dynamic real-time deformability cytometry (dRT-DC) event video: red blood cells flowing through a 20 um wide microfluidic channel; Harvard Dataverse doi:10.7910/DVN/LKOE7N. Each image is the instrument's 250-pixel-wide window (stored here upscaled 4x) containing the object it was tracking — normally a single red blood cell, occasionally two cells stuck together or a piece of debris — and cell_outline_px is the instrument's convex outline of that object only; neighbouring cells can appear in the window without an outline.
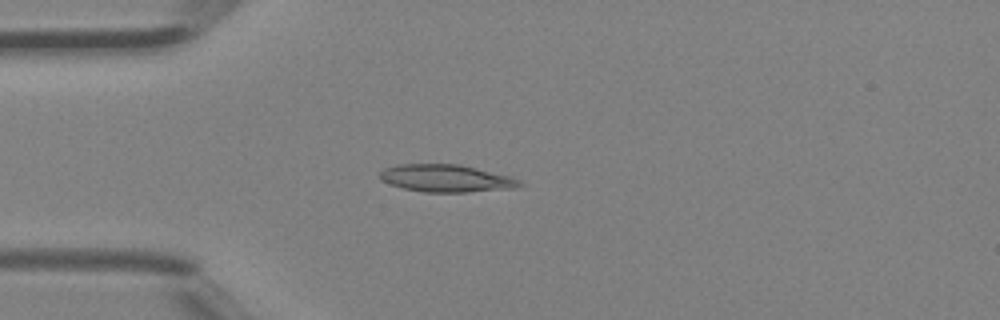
{"species": "Egyptian fruit bat (a non-hibernating species)", "species_latin": "Rousettus aegyptiacus", "temperature_condition": "room temperature", "stored_images_in_passage": 5, "camera_frame_rate_fps": 3000, "um_per_image_px": 0.085, "animal": {"sex": "female"}, "frame": {"image": 1, "passage_image": 4, "time_ms": 1.0, "image_size_px": [1000, 320], "cell_outline_px": [[524, 184], [516, 188], [468, 192], [424, 192], [404, 188], [388, 184], [380, 180], [380, 172], [384, 168], [396, 164], [460, 164], [512, 176], [520, 180]], "centroid_in_image_um": [37.94, 15.15], "position_along_channel_um": 47.1, "area_um2": 22.6}}